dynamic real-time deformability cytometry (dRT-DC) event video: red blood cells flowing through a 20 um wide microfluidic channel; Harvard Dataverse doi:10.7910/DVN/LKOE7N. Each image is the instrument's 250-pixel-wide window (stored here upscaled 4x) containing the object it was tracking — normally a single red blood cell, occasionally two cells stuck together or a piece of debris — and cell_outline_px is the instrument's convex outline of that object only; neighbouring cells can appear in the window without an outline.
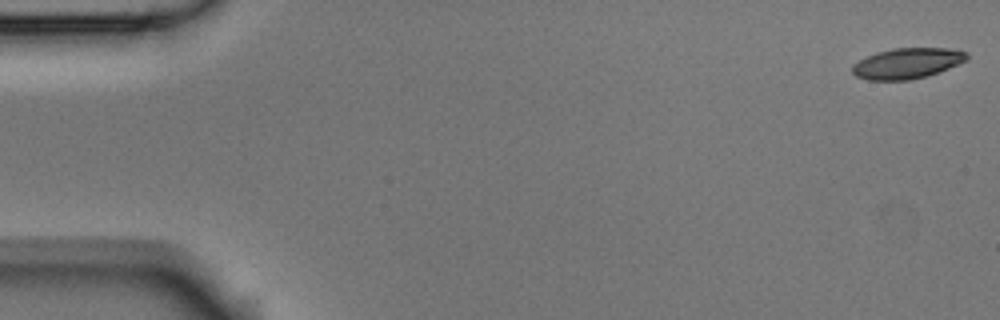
{"species": "Egyptian fruit bat (a non-hibernating species)", "species_latin": "Rousettus aegyptiacus", "temperature_condition": "room temperature", "stored_images_in_passage": 5, "camera_frame_rate_fps": 3000, "um_per_image_px": 0.085, "animal": {"sex": "male"}, "frame": {"image": 1, "passage_image": 1, "time_ms": 0.0, "image_size_px": [1000, 320], "cell_outline_px": [[968, 60], [960, 64], [928, 76], [908, 80], [868, 80], [856, 76], [852, 72], [852, 64], [876, 52], [892, 48], [948, 48], [968, 52]], "centroid_in_image_um": [77.14, 5.38], "position_along_channel_um": 7.9, "area_um2": 20.58}}
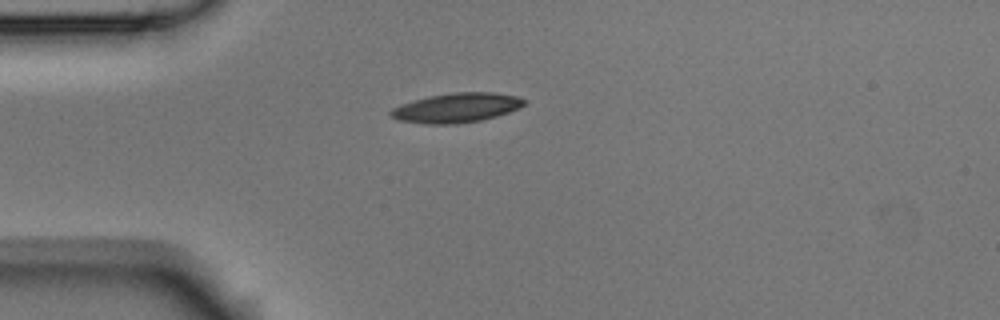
{"frame": {"image": 2, "passage_image": 5, "time_ms": 1.333, "image_size_px": [1000, 320], "cell_outline_px": [[524, 104], [508, 112], [496, 116], [480, 120], [456, 124], [424, 124], [400, 120], [392, 116], [388, 112], [392, 108], [428, 96], [452, 92], [492, 92], [516, 96], [524, 100]], "centroid_in_image_um": [38.78, 9.16], "position_along_channel_um": 46.2, "area_um2": 22.54}}